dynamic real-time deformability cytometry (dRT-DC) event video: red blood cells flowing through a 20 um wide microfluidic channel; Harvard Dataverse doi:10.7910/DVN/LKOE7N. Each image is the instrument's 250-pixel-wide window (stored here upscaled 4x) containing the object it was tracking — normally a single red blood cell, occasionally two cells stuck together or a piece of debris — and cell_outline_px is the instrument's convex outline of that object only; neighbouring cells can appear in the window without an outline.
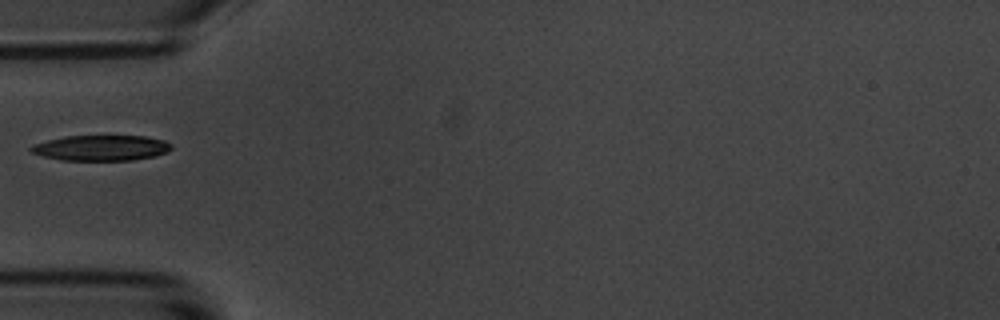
{"species": "common noctule bat (a hibernating species)", "species_latin": "Nyctalus noctula", "temperature_condition": "room temperature", "stored_images_in_passage": 5, "camera_frame_rate_fps": 3000, "um_per_image_px": 0.085, "animal": {"sex": "male", "body_mass_g": 20.1, "forearm_length_mm": 53.5}, "frame": {"image": 1, "passage_image": 1, "time_ms": 0.0, "image_size_px": [1000, 320], "cell_outline_px": [[172, 148], [168, 152], [152, 156], [132, 160], [60, 160], [44, 156], [32, 152], [28, 148], [32, 144], [64, 136], [144, 136], [164, 140], [172, 144]], "centroid_in_image_um": [8.59, 12.57], "position_along_channel_um": 76.4, "area_um2": 20.81}}
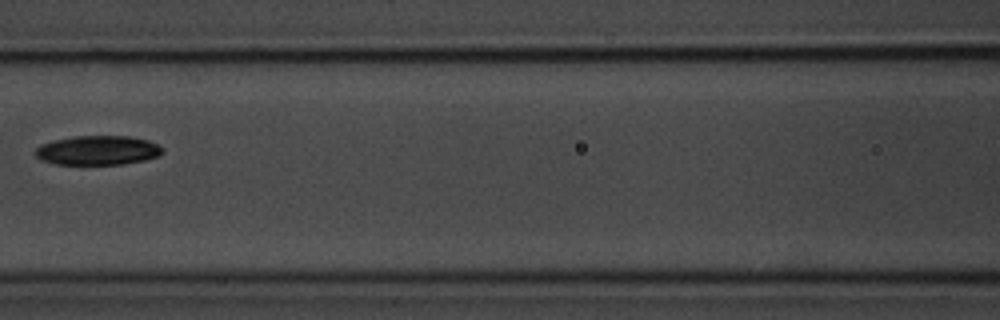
{"frame": {"image": 2, "passage_image": 3, "time_ms": 2.333, "image_size_px": [1000, 320], "cell_outline_px": [[164, 152], [156, 156], [144, 160], [120, 164], [56, 164], [40, 160], [36, 156], [36, 148], [40, 144], [56, 140], [76, 136], [128, 136], [148, 140], [156, 144]], "centroid_in_image_um": [8.27, 12.78], "position_along_channel_um": 158.3, "area_um2": 21.44}}
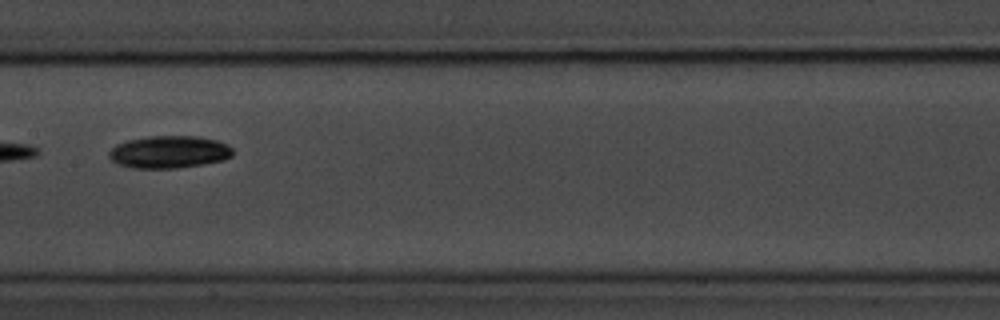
{"frame": {"image": 3, "passage_image": 4, "time_ms": 3.333, "image_size_px": [1000, 320], "cell_outline_px": [[232, 156], [224, 160], [204, 164], [176, 168], [132, 168], [116, 164], [108, 156], [108, 152], [116, 144], [128, 140], [148, 136], [196, 136], [216, 140], [228, 144], [232, 148]], "centroid_in_image_um": [14.36, 12.92], "position_along_channel_um": 193.0, "area_um2": 23.52}}